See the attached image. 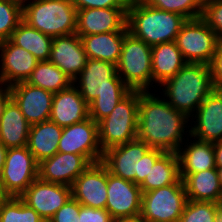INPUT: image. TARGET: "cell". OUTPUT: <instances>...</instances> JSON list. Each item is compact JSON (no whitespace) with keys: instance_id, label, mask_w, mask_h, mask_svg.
I'll return each instance as SVG.
<instances>
[{"instance_id":"40","label":"cell","mask_w":222,"mask_h":222,"mask_svg":"<svg viewBox=\"0 0 222 222\" xmlns=\"http://www.w3.org/2000/svg\"><path fill=\"white\" fill-rule=\"evenodd\" d=\"M80 222H113L110 213L106 209L92 208L80 204Z\"/></svg>"},{"instance_id":"37","label":"cell","mask_w":222,"mask_h":222,"mask_svg":"<svg viewBox=\"0 0 222 222\" xmlns=\"http://www.w3.org/2000/svg\"><path fill=\"white\" fill-rule=\"evenodd\" d=\"M80 203L71 197L48 222H80Z\"/></svg>"},{"instance_id":"3","label":"cell","mask_w":222,"mask_h":222,"mask_svg":"<svg viewBox=\"0 0 222 222\" xmlns=\"http://www.w3.org/2000/svg\"><path fill=\"white\" fill-rule=\"evenodd\" d=\"M164 98L174 109L189 118L213 90L211 68L202 63H186L173 77L164 81Z\"/></svg>"},{"instance_id":"2","label":"cell","mask_w":222,"mask_h":222,"mask_svg":"<svg viewBox=\"0 0 222 222\" xmlns=\"http://www.w3.org/2000/svg\"><path fill=\"white\" fill-rule=\"evenodd\" d=\"M73 82L89 105V117L96 123L107 117L131 91L118 76L116 65L97 59H87Z\"/></svg>"},{"instance_id":"30","label":"cell","mask_w":222,"mask_h":222,"mask_svg":"<svg viewBox=\"0 0 222 222\" xmlns=\"http://www.w3.org/2000/svg\"><path fill=\"white\" fill-rule=\"evenodd\" d=\"M9 40L31 53L38 62L49 60L53 37L29 26L23 20L12 32Z\"/></svg>"},{"instance_id":"31","label":"cell","mask_w":222,"mask_h":222,"mask_svg":"<svg viewBox=\"0 0 222 222\" xmlns=\"http://www.w3.org/2000/svg\"><path fill=\"white\" fill-rule=\"evenodd\" d=\"M26 82L53 94L70 87L74 83L64 72L49 61L38 62Z\"/></svg>"},{"instance_id":"39","label":"cell","mask_w":222,"mask_h":222,"mask_svg":"<svg viewBox=\"0 0 222 222\" xmlns=\"http://www.w3.org/2000/svg\"><path fill=\"white\" fill-rule=\"evenodd\" d=\"M164 153L163 150L151 148L140 160H139V175H135V184L140 186L145 177L148 175L152 166L156 160Z\"/></svg>"},{"instance_id":"49","label":"cell","mask_w":222,"mask_h":222,"mask_svg":"<svg viewBox=\"0 0 222 222\" xmlns=\"http://www.w3.org/2000/svg\"><path fill=\"white\" fill-rule=\"evenodd\" d=\"M11 1L17 2V3H19V4H21L23 6L29 0H11Z\"/></svg>"},{"instance_id":"21","label":"cell","mask_w":222,"mask_h":222,"mask_svg":"<svg viewBox=\"0 0 222 222\" xmlns=\"http://www.w3.org/2000/svg\"><path fill=\"white\" fill-rule=\"evenodd\" d=\"M81 38L76 34L53 37L49 62L74 81L87 62Z\"/></svg>"},{"instance_id":"1","label":"cell","mask_w":222,"mask_h":222,"mask_svg":"<svg viewBox=\"0 0 222 222\" xmlns=\"http://www.w3.org/2000/svg\"><path fill=\"white\" fill-rule=\"evenodd\" d=\"M189 121L188 116L174 109L164 97L139 91L137 138L150 148L177 152L184 145L183 135L190 132L185 129H189Z\"/></svg>"},{"instance_id":"42","label":"cell","mask_w":222,"mask_h":222,"mask_svg":"<svg viewBox=\"0 0 222 222\" xmlns=\"http://www.w3.org/2000/svg\"><path fill=\"white\" fill-rule=\"evenodd\" d=\"M11 100V90L8 86L0 83V118L4 112L5 106Z\"/></svg>"},{"instance_id":"16","label":"cell","mask_w":222,"mask_h":222,"mask_svg":"<svg viewBox=\"0 0 222 222\" xmlns=\"http://www.w3.org/2000/svg\"><path fill=\"white\" fill-rule=\"evenodd\" d=\"M72 197L82 206L105 209L107 202V167L102 162L90 164L71 186Z\"/></svg>"},{"instance_id":"17","label":"cell","mask_w":222,"mask_h":222,"mask_svg":"<svg viewBox=\"0 0 222 222\" xmlns=\"http://www.w3.org/2000/svg\"><path fill=\"white\" fill-rule=\"evenodd\" d=\"M151 148L138 138L107 149L103 152L102 163L109 173L135 183V175H139V160Z\"/></svg>"},{"instance_id":"15","label":"cell","mask_w":222,"mask_h":222,"mask_svg":"<svg viewBox=\"0 0 222 222\" xmlns=\"http://www.w3.org/2000/svg\"><path fill=\"white\" fill-rule=\"evenodd\" d=\"M128 8H87L77 10L76 34L82 36L107 32H127Z\"/></svg>"},{"instance_id":"50","label":"cell","mask_w":222,"mask_h":222,"mask_svg":"<svg viewBox=\"0 0 222 222\" xmlns=\"http://www.w3.org/2000/svg\"><path fill=\"white\" fill-rule=\"evenodd\" d=\"M217 204H218V209L222 212V197L219 199Z\"/></svg>"},{"instance_id":"44","label":"cell","mask_w":222,"mask_h":222,"mask_svg":"<svg viewBox=\"0 0 222 222\" xmlns=\"http://www.w3.org/2000/svg\"><path fill=\"white\" fill-rule=\"evenodd\" d=\"M8 149L5 147V145L0 141V176L2 174V170L5 164L6 155H7Z\"/></svg>"},{"instance_id":"19","label":"cell","mask_w":222,"mask_h":222,"mask_svg":"<svg viewBox=\"0 0 222 222\" xmlns=\"http://www.w3.org/2000/svg\"><path fill=\"white\" fill-rule=\"evenodd\" d=\"M0 83L8 87L26 82L36 68L37 59L9 39L0 43Z\"/></svg>"},{"instance_id":"4","label":"cell","mask_w":222,"mask_h":222,"mask_svg":"<svg viewBox=\"0 0 222 222\" xmlns=\"http://www.w3.org/2000/svg\"><path fill=\"white\" fill-rule=\"evenodd\" d=\"M187 19L177 13L150 7L142 0H130L127 28L150 46L175 41Z\"/></svg>"},{"instance_id":"38","label":"cell","mask_w":222,"mask_h":222,"mask_svg":"<svg viewBox=\"0 0 222 222\" xmlns=\"http://www.w3.org/2000/svg\"><path fill=\"white\" fill-rule=\"evenodd\" d=\"M77 10L87 8H128L130 0H71Z\"/></svg>"},{"instance_id":"13","label":"cell","mask_w":222,"mask_h":222,"mask_svg":"<svg viewBox=\"0 0 222 222\" xmlns=\"http://www.w3.org/2000/svg\"><path fill=\"white\" fill-rule=\"evenodd\" d=\"M71 197L70 186L46 182L39 178L20 196L45 222H48Z\"/></svg>"},{"instance_id":"35","label":"cell","mask_w":222,"mask_h":222,"mask_svg":"<svg viewBox=\"0 0 222 222\" xmlns=\"http://www.w3.org/2000/svg\"><path fill=\"white\" fill-rule=\"evenodd\" d=\"M217 209L214 202L188 200L179 222H214Z\"/></svg>"},{"instance_id":"45","label":"cell","mask_w":222,"mask_h":222,"mask_svg":"<svg viewBox=\"0 0 222 222\" xmlns=\"http://www.w3.org/2000/svg\"><path fill=\"white\" fill-rule=\"evenodd\" d=\"M113 222H146V221L139 215L136 217L116 219L113 220Z\"/></svg>"},{"instance_id":"29","label":"cell","mask_w":222,"mask_h":222,"mask_svg":"<svg viewBox=\"0 0 222 222\" xmlns=\"http://www.w3.org/2000/svg\"><path fill=\"white\" fill-rule=\"evenodd\" d=\"M183 182L180 177L179 159L176 152H164L151 167L144 182L139 186L142 193Z\"/></svg>"},{"instance_id":"26","label":"cell","mask_w":222,"mask_h":222,"mask_svg":"<svg viewBox=\"0 0 222 222\" xmlns=\"http://www.w3.org/2000/svg\"><path fill=\"white\" fill-rule=\"evenodd\" d=\"M30 126L11 99L0 118V141L7 149L27 146Z\"/></svg>"},{"instance_id":"20","label":"cell","mask_w":222,"mask_h":222,"mask_svg":"<svg viewBox=\"0 0 222 222\" xmlns=\"http://www.w3.org/2000/svg\"><path fill=\"white\" fill-rule=\"evenodd\" d=\"M91 163L82 155L57 152L38 163V178L46 182L72 186Z\"/></svg>"},{"instance_id":"10","label":"cell","mask_w":222,"mask_h":222,"mask_svg":"<svg viewBox=\"0 0 222 222\" xmlns=\"http://www.w3.org/2000/svg\"><path fill=\"white\" fill-rule=\"evenodd\" d=\"M38 178V163L27 146L8 148L0 176L5 193L20 197Z\"/></svg>"},{"instance_id":"27","label":"cell","mask_w":222,"mask_h":222,"mask_svg":"<svg viewBox=\"0 0 222 222\" xmlns=\"http://www.w3.org/2000/svg\"><path fill=\"white\" fill-rule=\"evenodd\" d=\"M62 130L63 127L50 120L30 126L27 147L37 163L58 152Z\"/></svg>"},{"instance_id":"7","label":"cell","mask_w":222,"mask_h":222,"mask_svg":"<svg viewBox=\"0 0 222 222\" xmlns=\"http://www.w3.org/2000/svg\"><path fill=\"white\" fill-rule=\"evenodd\" d=\"M117 74L131 90L149 91L152 85L151 46L126 32Z\"/></svg>"},{"instance_id":"36","label":"cell","mask_w":222,"mask_h":222,"mask_svg":"<svg viewBox=\"0 0 222 222\" xmlns=\"http://www.w3.org/2000/svg\"><path fill=\"white\" fill-rule=\"evenodd\" d=\"M201 18L222 41V0H204Z\"/></svg>"},{"instance_id":"48","label":"cell","mask_w":222,"mask_h":222,"mask_svg":"<svg viewBox=\"0 0 222 222\" xmlns=\"http://www.w3.org/2000/svg\"><path fill=\"white\" fill-rule=\"evenodd\" d=\"M217 172H218V177H219L220 184H221V187H222V167L217 168Z\"/></svg>"},{"instance_id":"9","label":"cell","mask_w":222,"mask_h":222,"mask_svg":"<svg viewBox=\"0 0 222 222\" xmlns=\"http://www.w3.org/2000/svg\"><path fill=\"white\" fill-rule=\"evenodd\" d=\"M175 42L187 63L210 65L220 40L199 17L183 24Z\"/></svg>"},{"instance_id":"33","label":"cell","mask_w":222,"mask_h":222,"mask_svg":"<svg viewBox=\"0 0 222 222\" xmlns=\"http://www.w3.org/2000/svg\"><path fill=\"white\" fill-rule=\"evenodd\" d=\"M150 7L177 13L188 19L201 17L204 0H142Z\"/></svg>"},{"instance_id":"24","label":"cell","mask_w":222,"mask_h":222,"mask_svg":"<svg viewBox=\"0 0 222 222\" xmlns=\"http://www.w3.org/2000/svg\"><path fill=\"white\" fill-rule=\"evenodd\" d=\"M192 140H190V144L185 143V148L182 145L176 152L179 159L180 175L216 168L214 144L195 138Z\"/></svg>"},{"instance_id":"46","label":"cell","mask_w":222,"mask_h":222,"mask_svg":"<svg viewBox=\"0 0 222 222\" xmlns=\"http://www.w3.org/2000/svg\"><path fill=\"white\" fill-rule=\"evenodd\" d=\"M8 197L9 196L5 193L2 182L0 180V206L7 200Z\"/></svg>"},{"instance_id":"23","label":"cell","mask_w":222,"mask_h":222,"mask_svg":"<svg viewBox=\"0 0 222 222\" xmlns=\"http://www.w3.org/2000/svg\"><path fill=\"white\" fill-rule=\"evenodd\" d=\"M152 84L160 86L167 79L175 76L187 63L175 41L151 46Z\"/></svg>"},{"instance_id":"47","label":"cell","mask_w":222,"mask_h":222,"mask_svg":"<svg viewBox=\"0 0 222 222\" xmlns=\"http://www.w3.org/2000/svg\"><path fill=\"white\" fill-rule=\"evenodd\" d=\"M214 222H222V212L217 209Z\"/></svg>"},{"instance_id":"22","label":"cell","mask_w":222,"mask_h":222,"mask_svg":"<svg viewBox=\"0 0 222 222\" xmlns=\"http://www.w3.org/2000/svg\"><path fill=\"white\" fill-rule=\"evenodd\" d=\"M87 118H89V105L74 84L53 95L50 121L60 127H66Z\"/></svg>"},{"instance_id":"28","label":"cell","mask_w":222,"mask_h":222,"mask_svg":"<svg viewBox=\"0 0 222 222\" xmlns=\"http://www.w3.org/2000/svg\"><path fill=\"white\" fill-rule=\"evenodd\" d=\"M126 32H107L82 36L88 59H97L117 65Z\"/></svg>"},{"instance_id":"6","label":"cell","mask_w":222,"mask_h":222,"mask_svg":"<svg viewBox=\"0 0 222 222\" xmlns=\"http://www.w3.org/2000/svg\"><path fill=\"white\" fill-rule=\"evenodd\" d=\"M139 90H131L115 109L98 123L102 151L137 139Z\"/></svg>"},{"instance_id":"34","label":"cell","mask_w":222,"mask_h":222,"mask_svg":"<svg viewBox=\"0 0 222 222\" xmlns=\"http://www.w3.org/2000/svg\"><path fill=\"white\" fill-rule=\"evenodd\" d=\"M22 21V5L11 0H0V43L8 40Z\"/></svg>"},{"instance_id":"14","label":"cell","mask_w":222,"mask_h":222,"mask_svg":"<svg viewBox=\"0 0 222 222\" xmlns=\"http://www.w3.org/2000/svg\"><path fill=\"white\" fill-rule=\"evenodd\" d=\"M190 121L194 125L190 123L189 138L212 143L222 140V90L214 89L206 96Z\"/></svg>"},{"instance_id":"25","label":"cell","mask_w":222,"mask_h":222,"mask_svg":"<svg viewBox=\"0 0 222 222\" xmlns=\"http://www.w3.org/2000/svg\"><path fill=\"white\" fill-rule=\"evenodd\" d=\"M180 177L185 187L187 200L217 203L222 197L217 168L180 175Z\"/></svg>"},{"instance_id":"12","label":"cell","mask_w":222,"mask_h":222,"mask_svg":"<svg viewBox=\"0 0 222 222\" xmlns=\"http://www.w3.org/2000/svg\"><path fill=\"white\" fill-rule=\"evenodd\" d=\"M142 191L131 181L116 177L107 169V202L105 209L113 220L139 216Z\"/></svg>"},{"instance_id":"32","label":"cell","mask_w":222,"mask_h":222,"mask_svg":"<svg viewBox=\"0 0 222 222\" xmlns=\"http://www.w3.org/2000/svg\"><path fill=\"white\" fill-rule=\"evenodd\" d=\"M0 222H45L20 197H8L0 206Z\"/></svg>"},{"instance_id":"41","label":"cell","mask_w":222,"mask_h":222,"mask_svg":"<svg viewBox=\"0 0 222 222\" xmlns=\"http://www.w3.org/2000/svg\"><path fill=\"white\" fill-rule=\"evenodd\" d=\"M209 66L211 68L214 89L222 90V41L219 42Z\"/></svg>"},{"instance_id":"11","label":"cell","mask_w":222,"mask_h":222,"mask_svg":"<svg viewBox=\"0 0 222 222\" xmlns=\"http://www.w3.org/2000/svg\"><path fill=\"white\" fill-rule=\"evenodd\" d=\"M58 152L82 155L91 164L101 162L103 151L98 140V123L89 117L63 127Z\"/></svg>"},{"instance_id":"43","label":"cell","mask_w":222,"mask_h":222,"mask_svg":"<svg viewBox=\"0 0 222 222\" xmlns=\"http://www.w3.org/2000/svg\"><path fill=\"white\" fill-rule=\"evenodd\" d=\"M214 144L216 168L222 167V140L216 141Z\"/></svg>"},{"instance_id":"5","label":"cell","mask_w":222,"mask_h":222,"mask_svg":"<svg viewBox=\"0 0 222 222\" xmlns=\"http://www.w3.org/2000/svg\"><path fill=\"white\" fill-rule=\"evenodd\" d=\"M22 20L51 37L66 36L76 32L77 9L71 0H29Z\"/></svg>"},{"instance_id":"8","label":"cell","mask_w":222,"mask_h":222,"mask_svg":"<svg viewBox=\"0 0 222 222\" xmlns=\"http://www.w3.org/2000/svg\"><path fill=\"white\" fill-rule=\"evenodd\" d=\"M183 182L142 193L140 216L146 222H179L187 202Z\"/></svg>"},{"instance_id":"18","label":"cell","mask_w":222,"mask_h":222,"mask_svg":"<svg viewBox=\"0 0 222 222\" xmlns=\"http://www.w3.org/2000/svg\"><path fill=\"white\" fill-rule=\"evenodd\" d=\"M11 99L21 110L30 125L49 120L53 104V93L20 82L9 87Z\"/></svg>"}]
</instances>
